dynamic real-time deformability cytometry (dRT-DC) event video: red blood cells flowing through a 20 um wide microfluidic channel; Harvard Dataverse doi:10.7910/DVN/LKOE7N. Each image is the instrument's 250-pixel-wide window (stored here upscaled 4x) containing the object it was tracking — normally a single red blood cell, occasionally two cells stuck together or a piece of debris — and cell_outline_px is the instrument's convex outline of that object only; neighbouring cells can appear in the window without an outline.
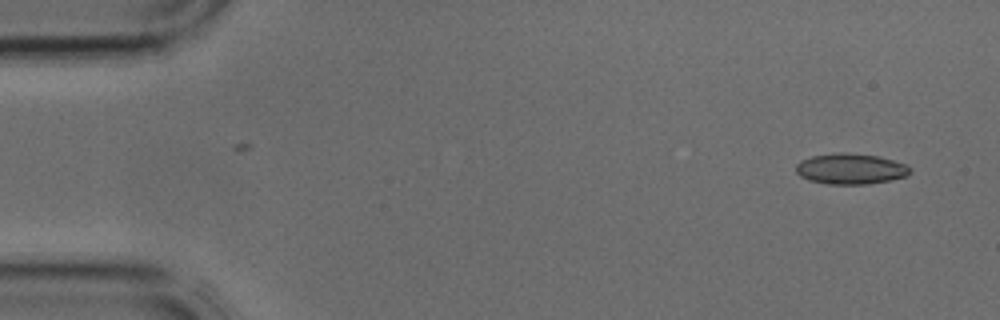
{"species": "common noctule bat (a hibernating species)", "species_latin": "Nyctalus noctula", "temperature_condition": "cold", "stored_images_in_passage": 2, "camera_frame_rate_fps": 3000, "um_per_image_px": 0.085, "animal": {"sex": "male", "body_mass_g": 17.9, "forearm_length_mm": 54.2}, "frame": {"image": 1, "passage_image": 2, "time_ms": 0.333, "image_size_px": [1000, 320], "cell_outline_px": [[912, 172], [908, 176], [892, 180], [868, 184], [828, 184], [808, 180], [800, 176], [796, 172], [796, 164], [800, 160], [812, 156], [840, 152], [844, 152], [880, 156], [908, 164], [912, 168]], "centroid_in_image_um": [72.35, 14.35], "position_along_channel_um": 12.6, "area_um2": 20.81}}